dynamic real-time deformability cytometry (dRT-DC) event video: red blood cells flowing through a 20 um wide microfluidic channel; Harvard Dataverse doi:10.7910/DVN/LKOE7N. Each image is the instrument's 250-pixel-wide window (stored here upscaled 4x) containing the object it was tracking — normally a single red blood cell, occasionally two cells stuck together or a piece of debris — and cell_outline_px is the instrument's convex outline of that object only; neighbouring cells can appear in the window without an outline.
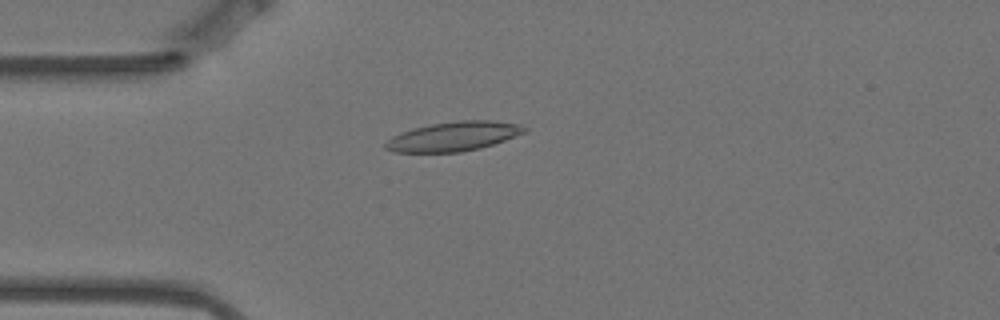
{"species": "Egyptian fruit bat (a non-hibernating species)", "species_latin": "Rousettus aegyptiacus", "temperature_condition": "warm", "stored_images_in_passage": 4, "camera_frame_rate_fps": 3000, "um_per_image_px": 0.085, "animal": {"sex": "female"}, "frame": {"image": 1, "passage_image": 4, "time_ms": 1.0, "image_size_px": [1000, 320], "cell_outline_px": [[528, 128], [524, 132], [504, 140], [480, 148], [460, 152], [392, 152], [384, 148], [384, 144], [392, 136], [400, 132], [412, 128], [432, 124], [460, 120], [492, 120], [520, 124]], "centroid_in_image_um": [38.51, 11.59], "position_along_channel_um": 46.5, "area_um2": 23.7}}